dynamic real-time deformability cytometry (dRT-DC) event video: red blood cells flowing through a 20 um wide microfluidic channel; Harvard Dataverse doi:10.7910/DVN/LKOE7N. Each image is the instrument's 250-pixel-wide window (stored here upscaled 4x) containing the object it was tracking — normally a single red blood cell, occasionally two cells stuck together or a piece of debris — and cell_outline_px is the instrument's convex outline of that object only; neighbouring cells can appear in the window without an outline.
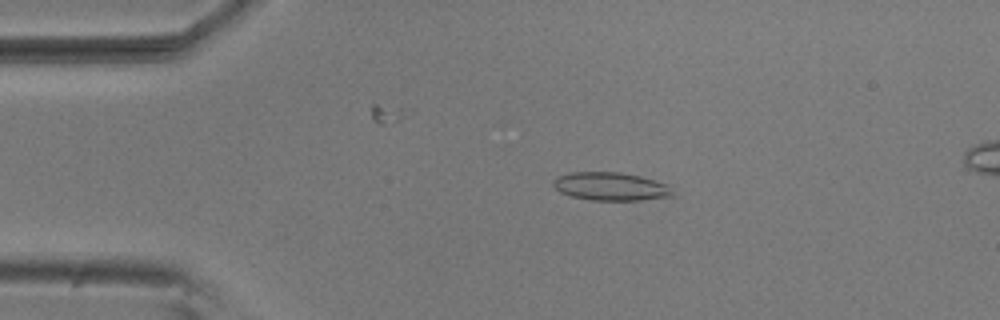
{"species": "common noctule bat (a hibernating species)", "species_latin": "Nyctalus noctula", "temperature_condition": "room temperature", "stored_images_in_passage": 54, "segment_of_instrument_passage": [1, 2], "camera_frame_rate_fps": 3000, "um_per_image_px": 0.085, "animal": {"sex": "male", "body_mass_g": 20.5, "forearm_length_mm": 52.5}, "frame": {"image": 1, "passage_image": 10, "time_ms": 3.0, "image_size_px": [1000, 320], "cell_outline_px": [[676, 196], [640, 200], [592, 200], [572, 196], [560, 192], [552, 184], [556, 176], [572, 172], [620, 172], [640, 176], [664, 184]], "centroid_in_image_um": [51.87, 15.85], "position_along_channel_um": 33.1, "area_um2": 19.36}}
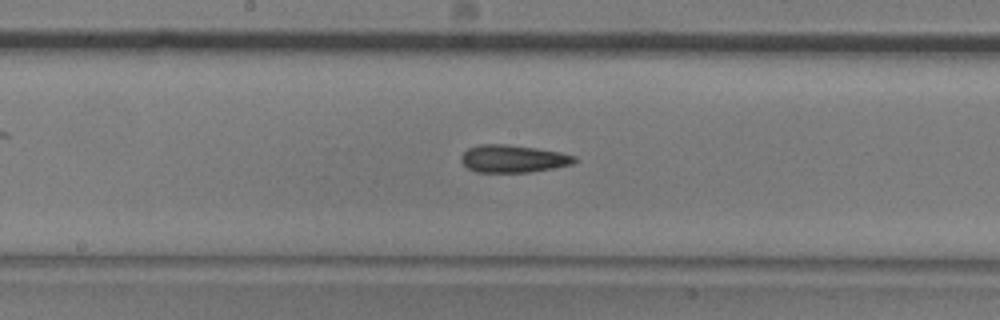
{"frame": {"image": 2, "passage_image": 27, "time_ms": 8.667, "image_size_px": [1000, 320], "cell_outline_px": [[576, 160], [572, 164], [532, 172], [476, 172], [468, 168], [460, 160], [460, 156], [468, 148], [480, 144], [508, 144], [536, 148], [560, 152], [576, 156]], "centroid_in_image_um": [43.59, 13.49], "position_along_channel_um": 204.6, "area_um2": 18.21}}
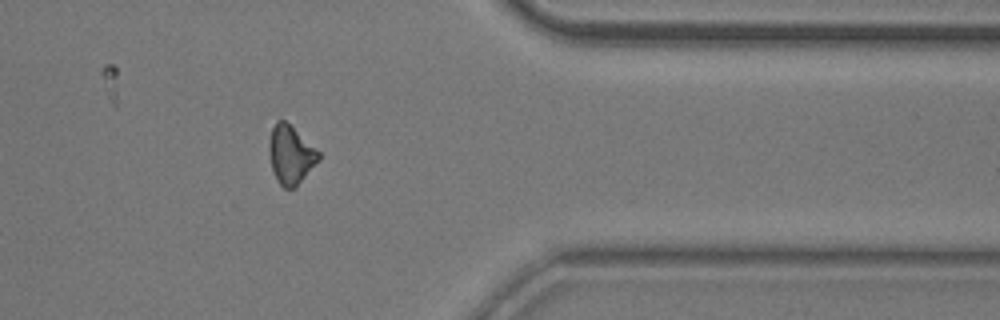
{"frame": {"image": 3, "passage_image": 43, "time_ms": 14.0, "image_size_px": [1000, 320], "cell_outline_px": [[320, 160], [296, 188], [284, 188], [276, 180], [272, 168], [268, 152], [268, 140], [272, 128], [276, 120], [284, 120], [320, 152]], "centroid_in_image_um": [24.7, 13.18], "position_along_channel_um": 386.7, "area_um2": 16.99}}